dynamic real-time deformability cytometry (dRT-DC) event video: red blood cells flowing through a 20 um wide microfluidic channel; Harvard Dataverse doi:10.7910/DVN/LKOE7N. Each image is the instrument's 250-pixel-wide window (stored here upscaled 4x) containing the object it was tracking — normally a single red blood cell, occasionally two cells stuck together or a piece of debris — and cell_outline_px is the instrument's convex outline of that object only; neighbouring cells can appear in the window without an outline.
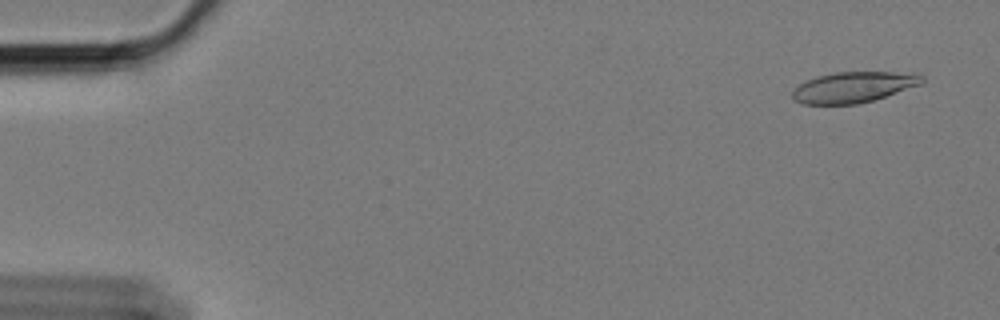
{"species": "Egyptian fruit bat (a non-hibernating species)", "species_latin": "Rousettus aegyptiacus", "temperature_condition": "cold", "stored_images_in_passage": 59, "camera_frame_rate_fps": 3000, "um_per_image_px": 0.085, "animal": {"sex": "female"}, "frame": {"image": 1, "passage_image": 3, "time_ms": 0.667, "image_size_px": [1000, 320], "cell_outline_px": [[924, 80], [920, 84], [872, 100], [856, 104], [804, 104], [792, 100], [792, 92], [800, 84], [816, 76], [836, 72], [892, 72], [924, 76]], "centroid_in_image_um": [72.47, 7.41], "position_along_channel_um": 12.5, "area_um2": 22.72}}
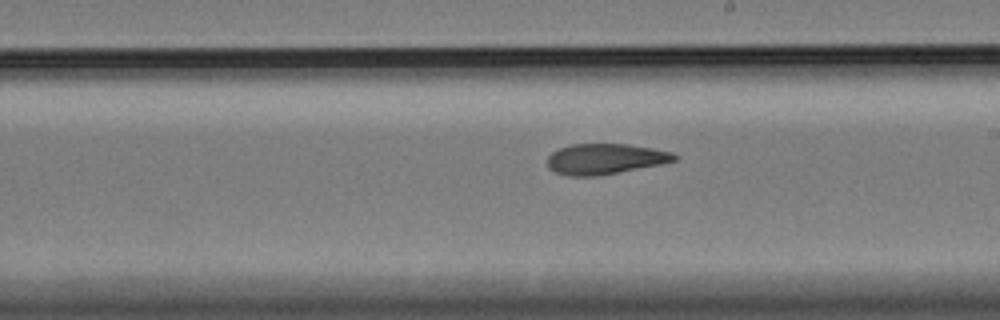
{"frame": {"image": 2, "passage_image": 34, "time_ms": 11.0, "image_size_px": [1000, 320], "cell_outline_px": [[680, 156], [676, 160], [660, 164], [620, 172], [596, 176], [568, 176], [556, 172], [548, 168], [548, 156], [552, 152], [560, 148], [572, 144], [628, 144], [652, 148], [672, 152]], "centroid_in_image_um": [51.44, 13.51], "position_along_channel_um": 237.6, "area_um2": 22.6}}
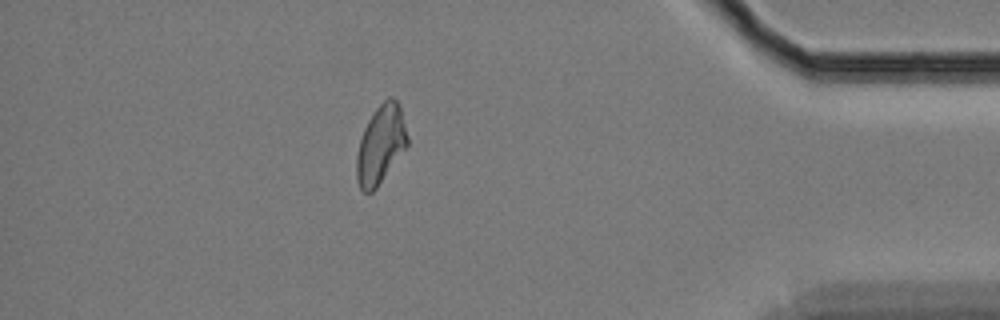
{"frame": {"image": 3, "passage_image": 52, "time_ms": 17.0, "image_size_px": [1000, 320], "cell_outline_px": [[408, 144], [376, 188], [372, 192], [364, 192], [360, 188], [356, 180], [356, 156], [360, 140], [364, 128], [368, 120], [376, 108], [388, 96], [392, 96], [400, 104], [408, 136]], "centroid_in_image_um": [32.35, 12.26], "position_along_channel_um": 402.8, "area_um2": 23.12}, "authors_computed_cell_mechanics": {"area_um2": 23.4668, "velocity_mm_per_s": 3.3728, "shape_relaxation_time_tau1_ms": null, "shape_relaxation_time_tau2_ms": 4.6036, "deformation_change_tau1": null, "deformation_change_tau2": 0.0969}}